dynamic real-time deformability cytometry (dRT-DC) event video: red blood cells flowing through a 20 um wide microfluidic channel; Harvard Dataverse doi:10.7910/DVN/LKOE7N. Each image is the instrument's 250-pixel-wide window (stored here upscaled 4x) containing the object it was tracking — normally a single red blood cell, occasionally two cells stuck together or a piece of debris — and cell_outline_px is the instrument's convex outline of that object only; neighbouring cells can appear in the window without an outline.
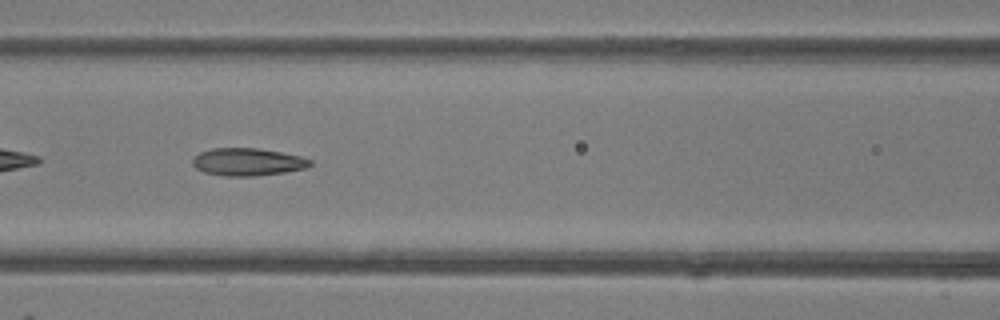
{"species": "common noctule bat (a hibernating species)", "species_latin": "Nyctalus noctula", "temperature_condition": "room temperature", "stored_images_in_passage": 48, "camera_frame_rate_fps": 3000, "um_per_image_px": 0.085, "animal": {"sex": "female"}, "frame": {"image": 1, "passage_image": 21, "time_ms": 6.667, "image_size_px": [1000, 320], "cell_outline_px": [[312, 164], [308, 168], [284, 172], [256, 176], [224, 176], [204, 172], [196, 168], [192, 164], [192, 156], [200, 152], [212, 148], [256, 148], [280, 152], [300, 156], [312, 160]], "centroid_in_image_um": [21.03, 13.76], "position_along_channel_um": 145.6, "area_um2": 19.02}, "authors_computed_cell_mechanics": {"area_um2": 20.0566, "velocity_mm_per_s": 4.2564, "shape_relaxation_time_tau1_ms": 4.6053, "shape_relaxation_time_tau2_ms": 2.0221, "deformation_change_tau1": 0.1826, "deformation_change_tau2": 0.1104}}